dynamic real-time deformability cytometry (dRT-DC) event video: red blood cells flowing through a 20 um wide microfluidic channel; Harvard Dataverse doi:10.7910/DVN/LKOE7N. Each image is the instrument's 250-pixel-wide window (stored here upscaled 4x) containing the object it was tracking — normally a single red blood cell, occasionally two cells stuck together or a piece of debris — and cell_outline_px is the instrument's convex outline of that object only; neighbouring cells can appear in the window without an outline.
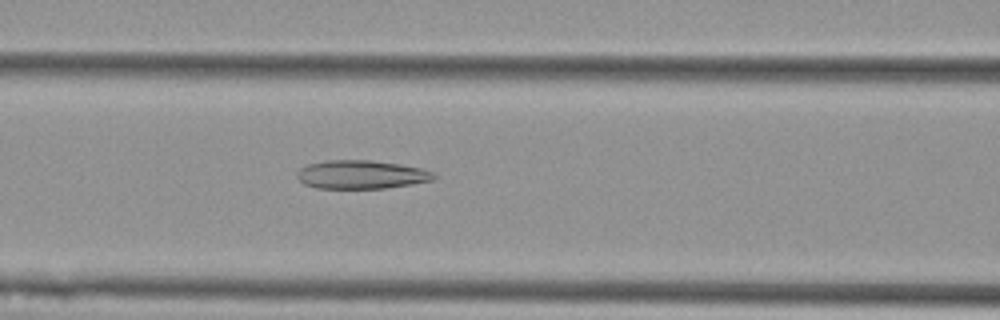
{"species": "Egyptian fruit bat (a non-hibernating species)", "species_latin": "Rousettus aegyptiacus", "temperature_condition": "cold", "stored_images_in_passage": 55, "camera_frame_rate_fps": 3000, "um_per_image_px": 0.085, "animal": {"sex": "female"}, "frame": {"image": 1, "passage_image": 24, "time_ms": 7.667, "image_size_px": [1000, 320], "cell_outline_px": [[436, 176], [432, 180], [412, 184], [384, 188], [316, 188], [304, 184], [296, 176], [296, 172], [300, 168], [308, 164], [328, 160], [372, 160], [400, 164], [420, 168], [432, 172]], "centroid_in_image_um": [30.67, 14.83], "position_along_channel_um": 135.9, "area_um2": 22.66}}
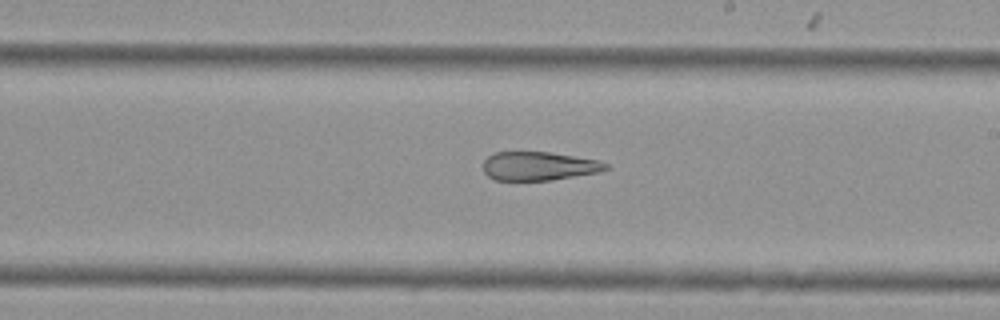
{"frame": {"image": 2, "passage_image": 33, "time_ms": 10.667, "image_size_px": [1000, 320], "cell_outline_px": [[608, 168], [600, 172], [552, 180], [492, 180], [484, 172], [484, 160], [492, 152], [548, 152], [600, 160], [608, 164]], "centroid_in_image_um": [45.8, 14.12], "position_along_channel_um": 243.2, "area_um2": 20.58}}
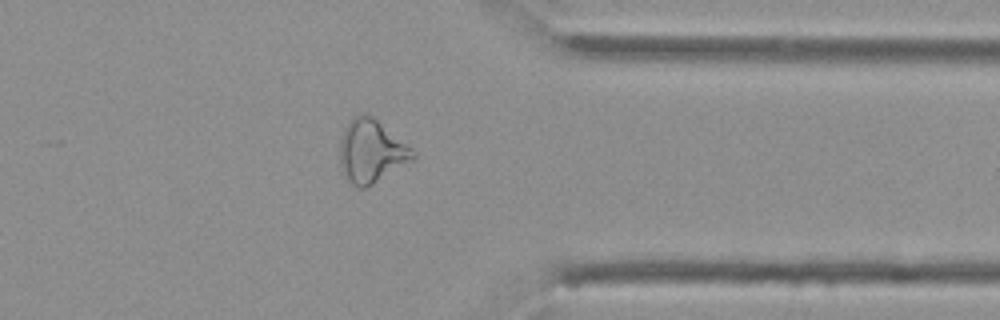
{"frame": {"image": 3, "passage_image": 45, "time_ms": 14.667, "image_size_px": [1000, 320], "cell_outline_px": [[416, 156], [412, 160], [372, 184], [364, 188], [356, 188], [340, 172], [340, 140], [344, 128], [348, 120], [352, 116], [360, 112], [364, 112], [372, 116], [412, 148], [416, 152]], "centroid_in_image_um": [31.51, 12.83], "position_along_channel_um": 379.9, "area_um2": 26.93}}